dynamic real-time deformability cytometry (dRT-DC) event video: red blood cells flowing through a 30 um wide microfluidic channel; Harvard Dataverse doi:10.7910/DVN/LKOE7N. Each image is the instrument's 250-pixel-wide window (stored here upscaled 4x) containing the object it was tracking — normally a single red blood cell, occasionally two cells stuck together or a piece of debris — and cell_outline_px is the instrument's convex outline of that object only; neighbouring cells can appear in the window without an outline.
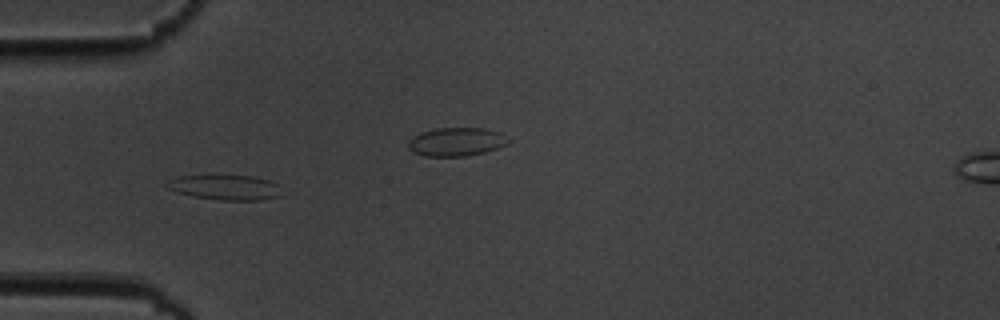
{"species": "common noctule bat (a hibernating species)", "species_latin": "Nyctalus noctula", "temperature_condition": "cold", "stored_images_in_passage": 6, "camera_frame_rate_fps": 3000, "um_per_image_px": 0.085, "animal": {"sex": "male", "body_mass_g": 19.5, "forearm_length_mm": 54.6}, "frame": {"image": 1, "passage_image": 2, "time_ms": 1.0, "image_size_px": [1000, 320], "cell_outline_px": [[284, 196], [260, 200], [220, 200], [192, 196], [176, 192], [168, 188], [164, 184], [168, 180], [176, 176], [252, 176], [268, 180], [276, 184]], "centroid_in_image_um": [19.13, 15.94], "position_along_channel_um": 65.9, "area_um2": 16.7}}
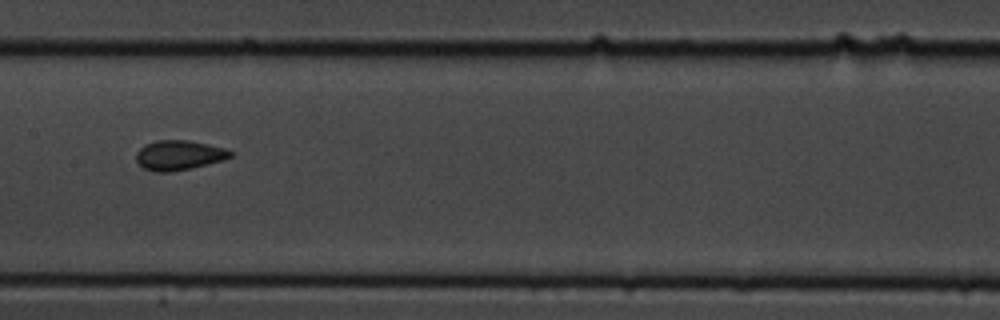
{"frame": {"image": 2, "passage_image": 6, "time_ms": 5.667, "image_size_px": [1000, 320], "cell_outline_px": [[232, 156], [224, 160], [192, 168], [172, 172], [156, 172], [144, 168], [136, 160], [136, 152], [144, 144], [156, 140], [188, 140], [208, 144], [224, 148], [232, 152]], "centroid_in_image_um": [15.2, 13.19], "position_along_channel_um": 192.2, "area_um2": 16.42}}